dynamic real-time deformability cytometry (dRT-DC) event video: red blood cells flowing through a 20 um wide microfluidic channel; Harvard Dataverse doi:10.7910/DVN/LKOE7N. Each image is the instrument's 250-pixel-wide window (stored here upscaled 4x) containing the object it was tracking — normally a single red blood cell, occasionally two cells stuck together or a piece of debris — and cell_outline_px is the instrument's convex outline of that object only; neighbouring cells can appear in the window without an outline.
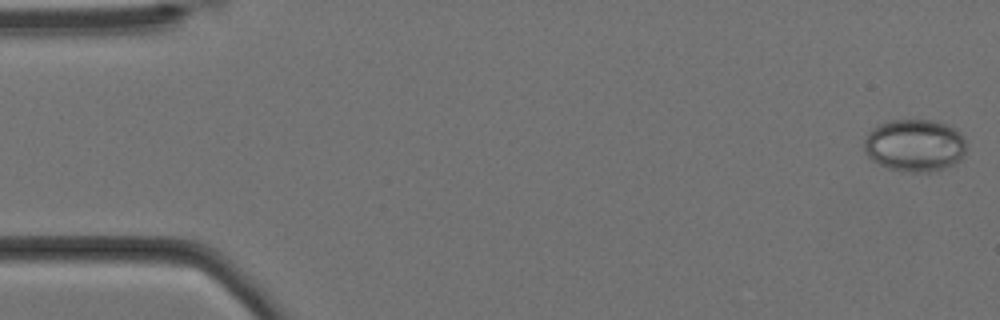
{"species": "Egyptian fruit bat (a non-hibernating species)", "species_latin": "Rousettus aegyptiacus", "temperature_condition": "cold", "stored_images_in_passage": 9, "camera_frame_rate_fps": 3000, "um_per_image_px": 0.085, "animal": {"sex": "female"}, "frame": {"image": 1, "passage_image": 1, "time_ms": 0.0, "image_size_px": [1000, 320], "cell_outline_px": [[964, 156], [952, 164], [944, 168], [928, 172], [900, 172], [888, 168], [872, 160], [864, 152], [864, 140], [868, 132], [872, 128], [880, 124], [892, 120], [932, 120], [948, 124], [956, 128], [964, 136]], "centroid_in_image_um": [77.73, 12.35], "position_along_channel_um": 7.3, "area_um2": 31.39}}